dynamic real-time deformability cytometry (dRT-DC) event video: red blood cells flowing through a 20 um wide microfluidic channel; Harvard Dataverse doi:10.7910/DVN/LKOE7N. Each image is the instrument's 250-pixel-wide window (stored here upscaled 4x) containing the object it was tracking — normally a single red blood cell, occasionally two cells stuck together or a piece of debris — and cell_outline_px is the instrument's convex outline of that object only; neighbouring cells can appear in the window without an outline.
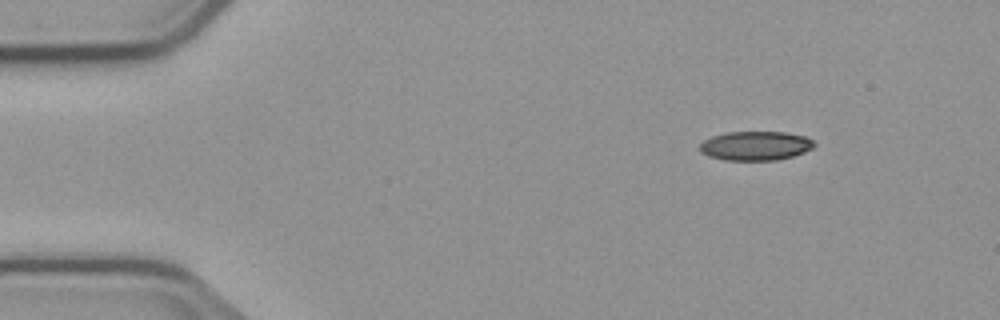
{"species": "common noctule bat (a hibernating species)", "species_latin": "Nyctalus noctula", "temperature_condition": "cold", "stored_images_in_passage": 5, "camera_frame_rate_fps": 3000, "um_per_image_px": 0.085, "animal": {"sex": "male", "body_mass_g": 23.1, "forearm_length_mm": 52.7}, "frame": {"image": 1, "passage_image": 1, "time_ms": 0.0, "image_size_px": [1000, 320], "cell_outline_px": [[816, 144], [812, 148], [804, 152], [792, 156], [776, 160], [724, 160], [708, 156], [700, 152], [700, 144], [704, 140], [712, 136], [724, 132], [784, 132], [808, 136]], "centroid_in_image_um": [64.22, 12.38], "position_along_channel_um": 20.8, "area_um2": 19.54}}
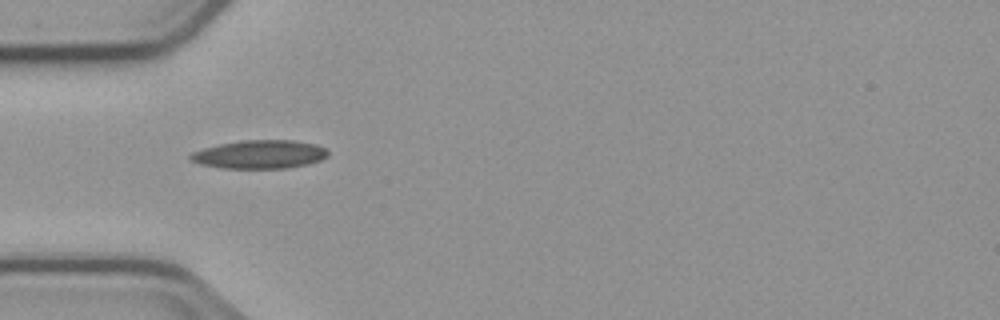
{"frame": {"image": 2, "passage_image": 4, "time_ms": 3.333, "image_size_px": [1000, 320], "cell_outline_px": [[328, 156], [320, 160], [308, 164], [284, 168], [224, 168], [200, 164], [188, 160], [188, 156], [192, 152], [204, 148], [220, 144], [240, 140], [292, 140], [316, 144], [324, 148], [328, 152]], "centroid_in_image_um": [22.05, 13.12], "position_along_channel_um": 63.0, "area_um2": 22.77}}
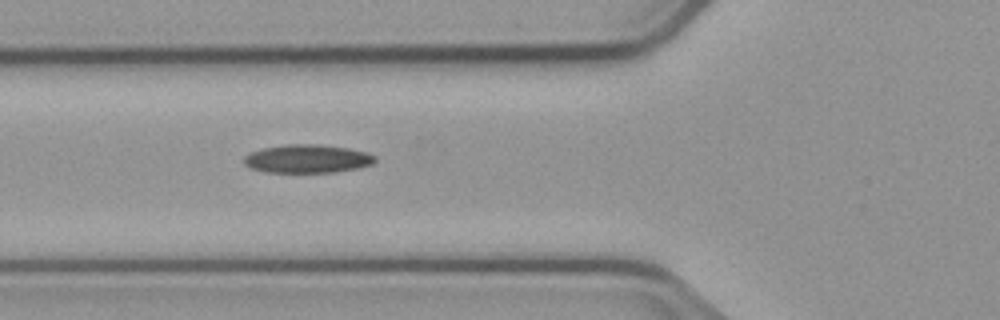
{"frame": {"image": 3, "passage_image": 5, "time_ms": 4.333, "image_size_px": [1000, 320], "cell_outline_px": [[376, 160], [372, 164], [356, 168], [336, 172], [268, 172], [252, 168], [244, 164], [244, 156], [252, 152], [264, 148], [284, 144], [320, 144], [348, 148], [368, 152], [376, 156]], "centroid_in_image_um": [26.16, 13.48], "position_along_channel_um": 99.6, "area_um2": 21.62}}